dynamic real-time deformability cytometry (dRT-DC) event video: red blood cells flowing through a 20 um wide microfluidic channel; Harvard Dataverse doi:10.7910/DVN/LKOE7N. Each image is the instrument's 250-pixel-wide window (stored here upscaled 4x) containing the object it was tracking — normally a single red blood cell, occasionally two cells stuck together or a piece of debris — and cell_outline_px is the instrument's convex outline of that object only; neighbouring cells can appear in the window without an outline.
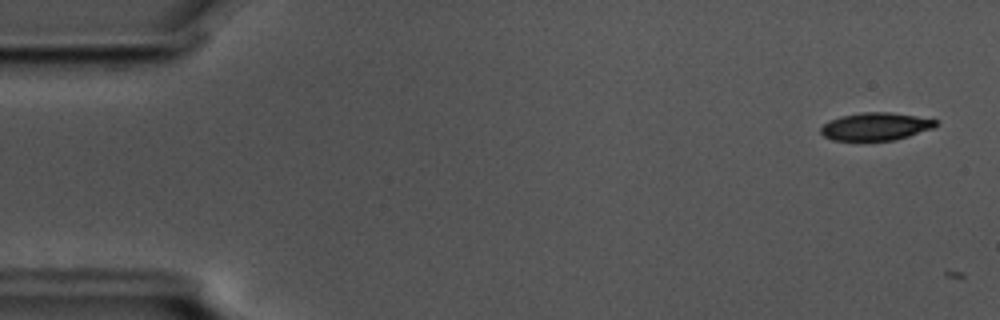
{"species": "common noctule bat (a hibernating species)", "species_latin": "Nyctalus noctula", "temperature_condition": "cold", "stored_images_in_passage": 2, "camera_frame_rate_fps": 3000, "um_per_image_px": 0.085, "animal": {"sex": "male", "body_mass_g": 17.5, "forearm_length_mm": 52.3}, "frame": {"image": 1, "passage_image": 1, "time_ms": 0.0, "image_size_px": [1000, 320], "cell_outline_px": [[940, 124], [936, 128], [896, 140], [832, 140], [824, 136], [820, 132], [820, 128], [828, 120], [840, 116], [860, 112], [888, 112], [916, 116], [936, 120]], "centroid_in_image_um": [74.45, 10.75], "position_along_channel_um": 10.5, "area_um2": 18.79}}